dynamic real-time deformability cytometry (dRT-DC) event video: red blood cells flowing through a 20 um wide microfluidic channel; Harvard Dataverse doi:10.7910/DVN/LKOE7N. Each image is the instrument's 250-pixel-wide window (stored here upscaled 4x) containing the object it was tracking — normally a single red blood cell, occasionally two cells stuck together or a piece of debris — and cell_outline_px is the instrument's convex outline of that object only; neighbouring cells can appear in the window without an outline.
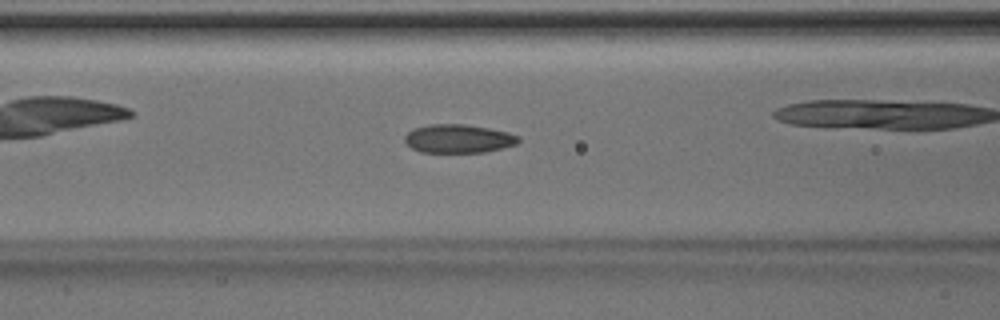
{"species": "Egyptian fruit bat (a non-hibernating species)", "species_latin": "Rousettus aegyptiacus", "temperature_condition": "room temperature", "stored_images_in_passage": 42, "camera_frame_rate_fps": 3000, "um_per_image_px": 0.085, "animal": {"sex": "male"}, "frame": {"image": 1, "passage_image": 13, "time_ms": 4.0, "image_size_px": [1000, 320], "cell_outline_px": [[520, 140], [516, 144], [484, 152], [420, 152], [412, 148], [404, 140], [404, 136], [412, 128], [428, 124], [464, 124], [488, 128], [508, 132], [520, 136]], "centroid_in_image_um": [38.94, 11.77], "position_along_channel_um": 127.7, "area_um2": 18.9}, "authors_computed_cell_mechanics": {"area_um2": 18.785, "velocity_mm_per_s": 4.227, "shape_relaxation_time_tau1_ms": 5.7426, "shape_relaxation_time_tau2_ms": 2.7151, "deformation_change_tau1": 0.1408, "deformation_change_tau2": 0.0783}}